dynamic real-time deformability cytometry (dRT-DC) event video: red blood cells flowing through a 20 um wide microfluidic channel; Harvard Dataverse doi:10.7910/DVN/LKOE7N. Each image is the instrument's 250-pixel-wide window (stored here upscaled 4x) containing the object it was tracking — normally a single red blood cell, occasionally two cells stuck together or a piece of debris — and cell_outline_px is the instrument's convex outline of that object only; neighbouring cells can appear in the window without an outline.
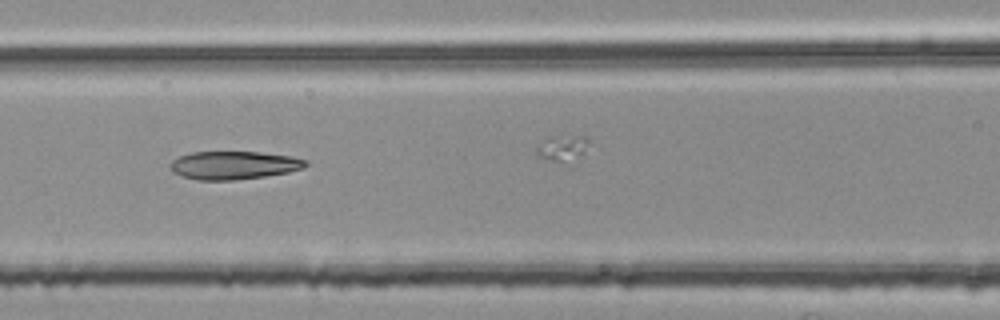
{"species": "common noctule bat (a hibernating species)", "species_latin": "Nyctalus noctula", "temperature_condition": "room temperature", "stored_images_in_passage": 38, "camera_frame_rate_fps": 3000, "um_per_image_px": 0.085, "animal": {"sex": "female", "body_mass_g": 25.1}, "frame": {"image": 1, "passage_image": 20, "time_ms": 6.333, "image_size_px": [1000, 320], "cell_outline_px": [[308, 164], [300, 168], [288, 172], [264, 176], [232, 180], [196, 180], [180, 176], [172, 172], [168, 164], [172, 160], [180, 156], [192, 152], [260, 152], [292, 156], [308, 160]], "centroid_in_image_um": [19.83, 14.04], "position_along_channel_um": 146.8, "area_um2": 22.25}}
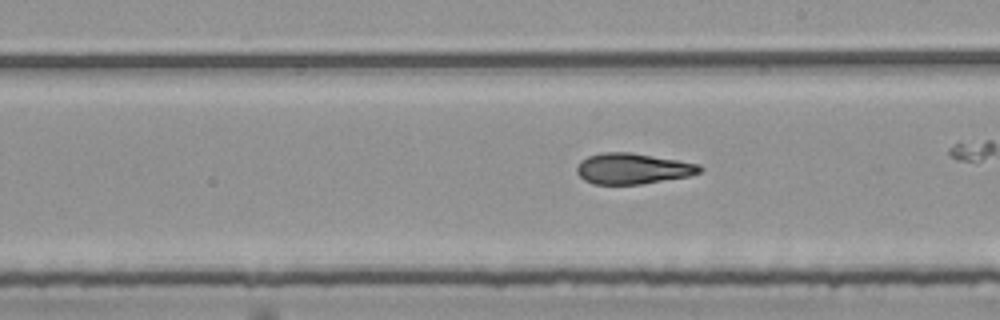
{"frame": {"image": 2, "passage_image": 27, "time_ms": 8.667, "image_size_px": [1000, 320], "cell_outline_px": [[704, 168], [700, 172], [688, 176], [640, 184], [592, 184], [584, 180], [576, 172], [576, 168], [580, 160], [588, 156], [600, 152], [628, 152], [700, 164]], "centroid_in_image_um": [53.74, 14.33], "position_along_channel_um": 235.3, "area_um2": 21.96}}
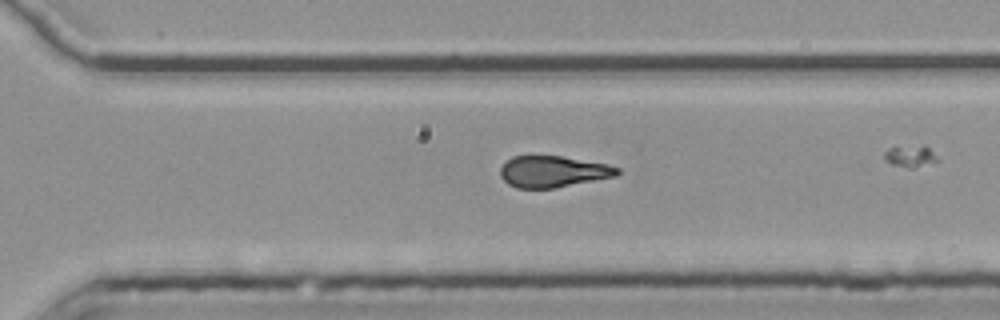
{"frame": {"image": 3, "passage_image": 34, "time_ms": 11.0, "image_size_px": [1000, 320], "cell_outline_px": [[620, 172], [616, 176], [552, 188], [516, 188], [508, 184], [500, 176], [500, 168], [512, 156], [560, 156], [608, 164], [620, 168]], "centroid_in_image_um": [47.0, 14.58], "position_along_channel_um": 323.6, "area_um2": 21.21}}